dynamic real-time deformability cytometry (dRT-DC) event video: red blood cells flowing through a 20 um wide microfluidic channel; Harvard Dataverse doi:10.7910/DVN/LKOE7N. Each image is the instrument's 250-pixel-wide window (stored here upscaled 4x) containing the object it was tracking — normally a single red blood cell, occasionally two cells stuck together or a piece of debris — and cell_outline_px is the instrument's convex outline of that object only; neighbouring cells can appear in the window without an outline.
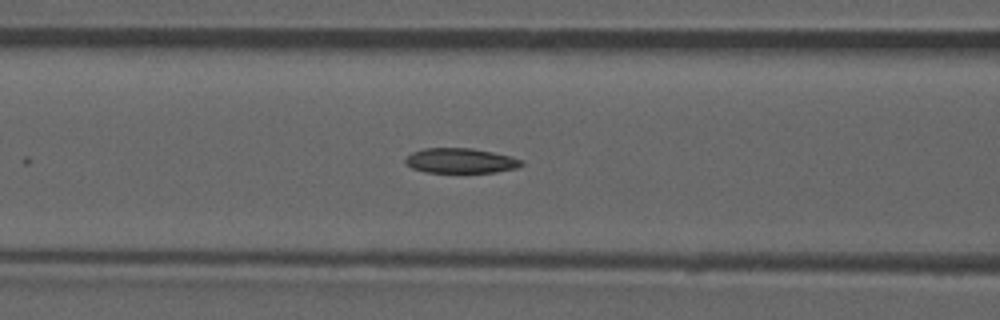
{"species": "common noctule bat (a hibernating species)", "species_latin": "Nyctalus noctula", "temperature_condition": "room temperature", "stored_images_in_passage": 24, "camera_frame_rate_fps": 3000, "um_per_image_px": 0.085, "animal": {"sex": "male", "forearm_length_mm": 52.5}, "frame": {"image": 1, "passage_image": 14, "time_ms": 4.333, "image_size_px": [1000, 320], "cell_outline_px": [[524, 164], [516, 168], [496, 172], [424, 172], [412, 168], [404, 160], [412, 152], [424, 148], [472, 148], [512, 156], [524, 160]], "centroid_in_image_um": [39.18, 13.65], "position_along_channel_um": 127.4, "area_um2": 16.88}}